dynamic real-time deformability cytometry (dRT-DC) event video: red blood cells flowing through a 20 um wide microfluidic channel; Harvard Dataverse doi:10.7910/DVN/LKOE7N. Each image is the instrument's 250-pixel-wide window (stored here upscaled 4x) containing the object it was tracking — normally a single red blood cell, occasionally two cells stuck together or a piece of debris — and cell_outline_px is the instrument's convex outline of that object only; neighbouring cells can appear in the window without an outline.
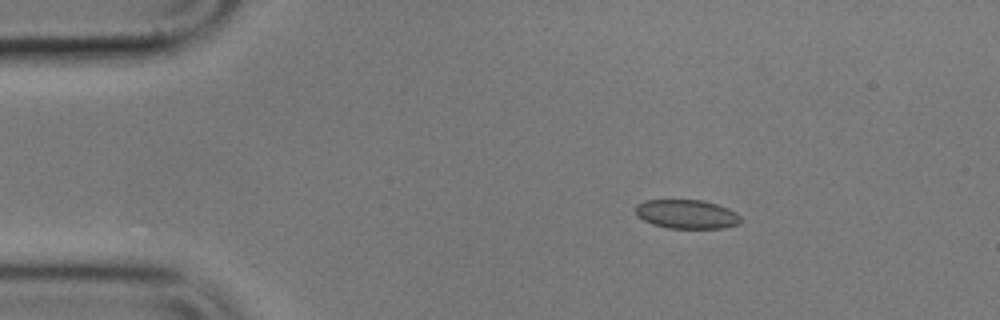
{"species": "common noctule bat (a hibernating species)", "species_latin": "Nyctalus noctula", "temperature_condition": "cold", "stored_images_in_passage": 4, "camera_frame_rate_fps": 3000, "um_per_image_px": 0.085, "animal": {"sex": "male", "body_mass_g": 17.9}, "frame": {"image": 1, "passage_image": 2, "time_ms": 1.667, "image_size_px": [1000, 320], "cell_outline_px": [[744, 220], [740, 224], [724, 228], [668, 228], [652, 224], [636, 216], [636, 204], [644, 200], [700, 200], [716, 204], [728, 208], [736, 212]], "centroid_in_image_um": [58.39, 18.21], "position_along_channel_um": 26.6, "area_um2": 17.92}}
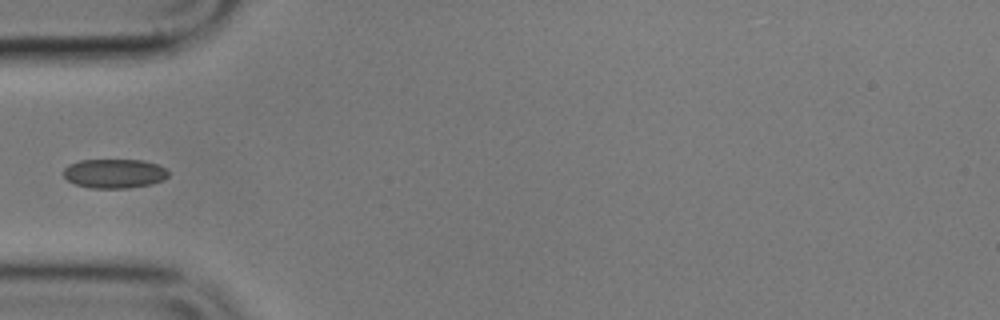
{"frame": {"image": 2, "passage_image": 4, "time_ms": 4.667, "image_size_px": [1000, 320], "cell_outline_px": [[168, 176], [164, 180], [152, 184], [128, 188], [92, 188], [76, 184], [68, 180], [64, 176], [64, 168], [68, 164], [80, 160], [144, 160], [156, 164], [164, 168], [168, 172]], "centroid_in_image_um": [9.73, 14.75], "position_along_channel_um": 75.3, "area_um2": 17.86}}